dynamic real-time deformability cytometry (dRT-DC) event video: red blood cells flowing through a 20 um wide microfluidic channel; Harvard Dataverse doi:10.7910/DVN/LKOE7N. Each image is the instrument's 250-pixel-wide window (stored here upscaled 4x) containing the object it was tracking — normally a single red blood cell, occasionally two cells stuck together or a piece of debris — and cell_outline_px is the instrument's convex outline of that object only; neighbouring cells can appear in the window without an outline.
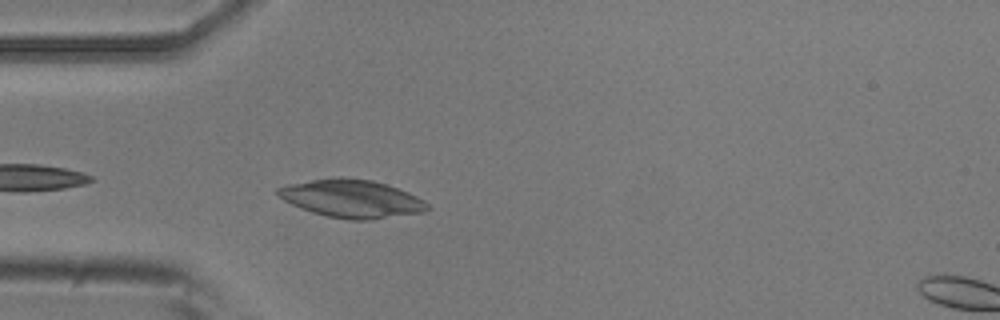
{"species": "common noctule bat (a hibernating species)", "species_latin": "Nyctalus noctula", "temperature_condition": "room temperature", "stored_images_in_passage": 26, "camera_frame_rate_fps": 3000, "um_per_image_px": 0.085, "animal": {"sex": "male", "body_mass_g": 20.5, "forearm_length_mm": 52.5}, "frame": {"image": 1, "passage_image": 3, "time_ms": 0.667, "image_size_px": [1000, 320], "cell_outline_px": [[432, 208], [424, 212], [368, 220], [348, 220], [328, 216], [312, 212], [292, 204], [276, 196], [276, 188], [288, 184], [312, 180], [340, 176], [344, 176], [372, 180], [388, 184], [408, 192], [424, 200]], "centroid_in_image_um": [29.9, 16.87], "position_along_channel_um": 55.1, "area_um2": 33.29}}
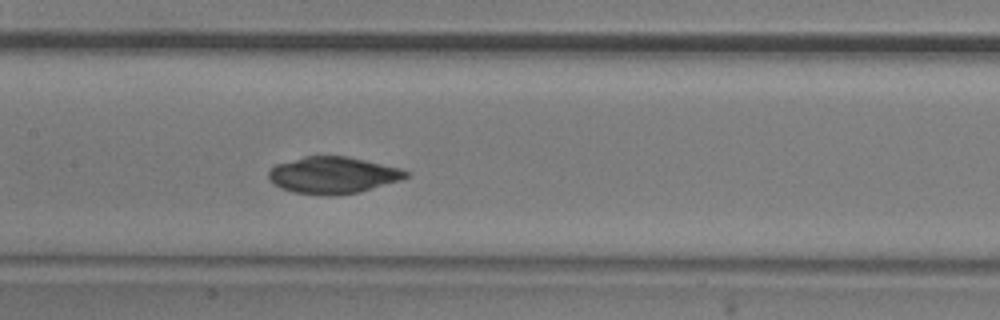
{"frame": {"image": 2, "passage_image": 13, "time_ms": 4.0, "image_size_px": [1000, 320], "cell_outline_px": [[412, 176], [400, 180], [360, 192], [332, 196], [324, 196], [292, 192], [280, 188], [268, 176], [268, 172], [276, 164], [304, 156], [348, 156], [400, 168], [412, 172]], "centroid_in_image_um": [28.35, 14.89], "position_along_channel_um": 179.1, "area_um2": 29.59}}
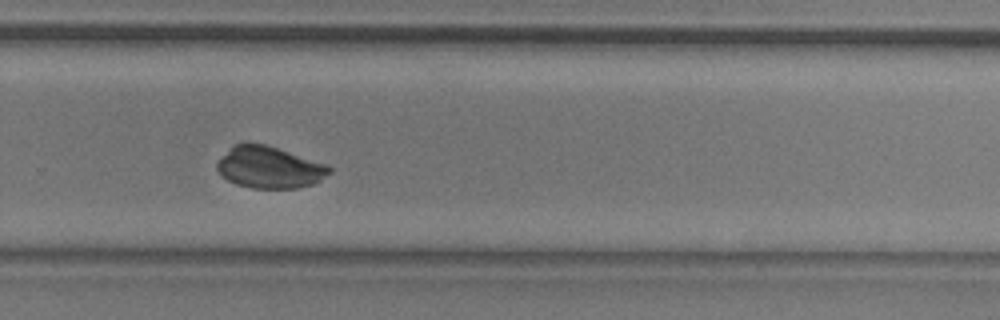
{"frame": {"image": 3, "passage_image": 23, "time_ms": 7.333, "image_size_px": [1000, 320], "cell_outline_px": [[332, 172], [320, 180], [312, 184], [296, 188], [252, 188], [236, 184], [228, 180], [216, 168], [216, 164], [236, 144], [248, 140], [268, 144], [328, 164], [332, 168]], "centroid_in_image_um": [22.95, 14.2], "position_along_channel_um": 306.9, "area_um2": 27.51}}